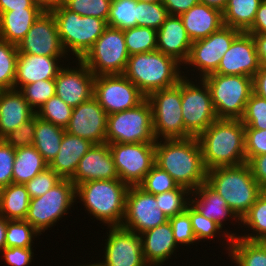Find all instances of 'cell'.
I'll list each match as a JSON object with an SVG mask.
<instances>
[{
    "instance_id": "83f0119b",
    "label": "cell",
    "mask_w": 266,
    "mask_h": 266,
    "mask_svg": "<svg viewBox=\"0 0 266 266\" xmlns=\"http://www.w3.org/2000/svg\"><path fill=\"white\" fill-rule=\"evenodd\" d=\"M190 204L204 217L214 220L222 228L225 225L224 222L229 219L241 224L238 215L228 207L226 201L207 182L191 191Z\"/></svg>"
},
{
    "instance_id": "7bdbcfd3",
    "label": "cell",
    "mask_w": 266,
    "mask_h": 266,
    "mask_svg": "<svg viewBox=\"0 0 266 266\" xmlns=\"http://www.w3.org/2000/svg\"><path fill=\"white\" fill-rule=\"evenodd\" d=\"M72 111L73 108L55 94L38 109L36 115L42 120L65 129L71 119Z\"/></svg>"
},
{
    "instance_id": "52a82bcc",
    "label": "cell",
    "mask_w": 266,
    "mask_h": 266,
    "mask_svg": "<svg viewBox=\"0 0 266 266\" xmlns=\"http://www.w3.org/2000/svg\"><path fill=\"white\" fill-rule=\"evenodd\" d=\"M209 88L218 119H241L253 93L252 77L209 74L202 78Z\"/></svg>"
},
{
    "instance_id": "5b68a950",
    "label": "cell",
    "mask_w": 266,
    "mask_h": 266,
    "mask_svg": "<svg viewBox=\"0 0 266 266\" xmlns=\"http://www.w3.org/2000/svg\"><path fill=\"white\" fill-rule=\"evenodd\" d=\"M206 182L217 191L240 219L264 191L254 179L247 162L207 170Z\"/></svg>"
},
{
    "instance_id": "8fae6325",
    "label": "cell",
    "mask_w": 266,
    "mask_h": 266,
    "mask_svg": "<svg viewBox=\"0 0 266 266\" xmlns=\"http://www.w3.org/2000/svg\"><path fill=\"white\" fill-rule=\"evenodd\" d=\"M192 80L185 74L181 79V109L185 130L198 137L218 118L206 83L202 79Z\"/></svg>"
},
{
    "instance_id": "74e56055",
    "label": "cell",
    "mask_w": 266,
    "mask_h": 266,
    "mask_svg": "<svg viewBox=\"0 0 266 266\" xmlns=\"http://www.w3.org/2000/svg\"><path fill=\"white\" fill-rule=\"evenodd\" d=\"M136 18V0H111L107 26L121 30L137 27Z\"/></svg>"
},
{
    "instance_id": "f6af8a7d",
    "label": "cell",
    "mask_w": 266,
    "mask_h": 266,
    "mask_svg": "<svg viewBox=\"0 0 266 266\" xmlns=\"http://www.w3.org/2000/svg\"><path fill=\"white\" fill-rule=\"evenodd\" d=\"M169 16L166 7L160 3L137 2V26L148 27L156 31Z\"/></svg>"
},
{
    "instance_id": "60d3db41",
    "label": "cell",
    "mask_w": 266,
    "mask_h": 266,
    "mask_svg": "<svg viewBox=\"0 0 266 266\" xmlns=\"http://www.w3.org/2000/svg\"><path fill=\"white\" fill-rule=\"evenodd\" d=\"M41 234L26 220H7L6 247L33 248L34 238Z\"/></svg>"
},
{
    "instance_id": "11a10c76",
    "label": "cell",
    "mask_w": 266,
    "mask_h": 266,
    "mask_svg": "<svg viewBox=\"0 0 266 266\" xmlns=\"http://www.w3.org/2000/svg\"><path fill=\"white\" fill-rule=\"evenodd\" d=\"M33 248L5 247L0 254L9 266H29L33 260Z\"/></svg>"
},
{
    "instance_id": "03108f58",
    "label": "cell",
    "mask_w": 266,
    "mask_h": 266,
    "mask_svg": "<svg viewBox=\"0 0 266 266\" xmlns=\"http://www.w3.org/2000/svg\"><path fill=\"white\" fill-rule=\"evenodd\" d=\"M228 0H199V3L206 4L223 11L226 7Z\"/></svg>"
},
{
    "instance_id": "f907efd6",
    "label": "cell",
    "mask_w": 266,
    "mask_h": 266,
    "mask_svg": "<svg viewBox=\"0 0 266 266\" xmlns=\"http://www.w3.org/2000/svg\"><path fill=\"white\" fill-rule=\"evenodd\" d=\"M62 178L52 169L47 167L24 185L31 199L42 196L56 185Z\"/></svg>"
},
{
    "instance_id": "ba28073f",
    "label": "cell",
    "mask_w": 266,
    "mask_h": 266,
    "mask_svg": "<svg viewBox=\"0 0 266 266\" xmlns=\"http://www.w3.org/2000/svg\"><path fill=\"white\" fill-rule=\"evenodd\" d=\"M156 142L152 107L147 98L134 108L107 116L106 143Z\"/></svg>"
},
{
    "instance_id": "b9f144b4",
    "label": "cell",
    "mask_w": 266,
    "mask_h": 266,
    "mask_svg": "<svg viewBox=\"0 0 266 266\" xmlns=\"http://www.w3.org/2000/svg\"><path fill=\"white\" fill-rule=\"evenodd\" d=\"M18 53L16 45L0 39V87L3 90L13 89Z\"/></svg>"
},
{
    "instance_id": "3957f363",
    "label": "cell",
    "mask_w": 266,
    "mask_h": 266,
    "mask_svg": "<svg viewBox=\"0 0 266 266\" xmlns=\"http://www.w3.org/2000/svg\"><path fill=\"white\" fill-rule=\"evenodd\" d=\"M180 66L175 58L156 50L130 55L123 75L147 98L155 91L177 85L186 73Z\"/></svg>"
},
{
    "instance_id": "4316f807",
    "label": "cell",
    "mask_w": 266,
    "mask_h": 266,
    "mask_svg": "<svg viewBox=\"0 0 266 266\" xmlns=\"http://www.w3.org/2000/svg\"><path fill=\"white\" fill-rule=\"evenodd\" d=\"M35 114L19 90H3L0 94V139L16 130Z\"/></svg>"
},
{
    "instance_id": "d4e9b609",
    "label": "cell",
    "mask_w": 266,
    "mask_h": 266,
    "mask_svg": "<svg viewBox=\"0 0 266 266\" xmlns=\"http://www.w3.org/2000/svg\"><path fill=\"white\" fill-rule=\"evenodd\" d=\"M143 257L149 266H162L169 261L180 246L174 240L169 221L140 234ZM162 264V265H161Z\"/></svg>"
},
{
    "instance_id": "f546056e",
    "label": "cell",
    "mask_w": 266,
    "mask_h": 266,
    "mask_svg": "<svg viewBox=\"0 0 266 266\" xmlns=\"http://www.w3.org/2000/svg\"><path fill=\"white\" fill-rule=\"evenodd\" d=\"M42 12L41 8L3 12L0 14V39L18 46Z\"/></svg>"
},
{
    "instance_id": "f1b7e54d",
    "label": "cell",
    "mask_w": 266,
    "mask_h": 266,
    "mask_svg": "<svg viewBox=\"0 0 266 266\" xmlns=\"http://www.w3.org/2000/svg\"><path fill=\"white\" fill-rule=\"evenodd\" d=\"M92 145L93 143L87 139L65 132L59 152L48 167L54 170L62 179H71L77 170L80 159Z\"/></svg>"
},
{
    "instance_id": "681fc988",
    "label": "cell",
    "mask_w": 266,
    "mask_h": 266,
    "mask_svg": "<svg viewBox=\"0 0 266 266\" xmlns=\"http://www.w3.org/2000/svg\"><path fill=\"white\" fill-rule=\"evenodd\" d=\"M169 222L173 229L174 240L179 246H190L197 242L193 228L191 225L190 215L184 212L169 218Z\"/></svg>"
},
{
    "instance_id": "c3c4849f",
    "label": "cell",
    "mask_w": 266,
    "mask_h": 266,
    "mask_svg": "<svg viewBox=\"0 0 266 266\" xmlns=\"http://www.w3.org/2000/svg\"><path fill=\"white\" fill-rule=\"evenodd\" d=\"M245 128L266 129V99L252 93L240 119Z\"/></svg>"
},
{
    "instance_id": "d590c367",
    "label": "cell",
    "mask_w": 266,
    "mask_h": 266,
    "mask_svg": "<svg viewBox=\"0 0 266 266\" xmlns=\"http://www.w3.org/2000/svg\"><path fill=\"white\" fill-rule=\"evenodd\" d=\"M241 227L244 230H253L252 233L238 235L249 241H264L266 242V190H264L256 202L250 207L249 211L242 217ZM243 225V226H242Z\"/></svg>"
},
{
    "instance_id": "8992f818",
    "label": "cell",
    "mask_w": 266,
    "mask_h": 266,
    "mask_svg": "<svg viewBox=\"0 0 266 266\" xmlns=\"http://www.w3.org/2000/svg\"><path fill=\"white\" fill-rule=\"evenodd\" d=\"M51 12L57 23L63 48L67 55L76 57L75 60H80L87 53L107 27L105 20L81 16L67 9L62 3Z\"/></svg>"
},
{
    "instance_id": "94428289",
    "label": "cell",
    "mask_w": 266,
    "mask_h": 266,
    "mask_svg": "<svg viewBox=\"0 0 266 266\" xmlns=\"http://www.w3.org/2000/svg\"><path fill=\"white\" fill-rule=\"evenodd\" d=\"M40 8L32 0H0V14L12 9Z\"/></svg>"
},
{
    "instance_id": "cb8c5ba5",
    "label": "cell",
    "mask_w": 266,
    "mask_h": 266,
    "mask_svg": "<svg viewBox=\"0 0 266 266\" xmlns=\"http://www.w3.org/2000/svg\"><path fill=\"white\" fill-rule=\"evenodd\" d=\"M192 41L180 16L169 15L157 30V50L175 58L184 65L188 60Z\"/></svg>"
},
{
    "instance_id": "277c9868",
    "label": "cell",
    "mask_w": 266,
    "mask_h": 266,
    "mask_svg": "<svg viewBox=\"0 0 266 266\" xmlns=\"http://www.w3.org/2000/svg\"><path fill=\"white\" fill-rule=\"evenodd\" d=\"M128 189L129 185L120 179L92 180L76 186V200L82 201L85 211L105 226H121Z\"/></svg>"
},
{
    "instance_id": "2e32d148",
    "label": "cell",
    "mask_w": 266,
    "mask_h": 266,
    "mask_svg": "<svg viewBox=\"0 0 266 266\" xmlns=\"http://www.w3.org/2000/svg\"><path fill=\"white\" fill-rule=\"evenodd\" d=\"M157 206L155 195L139 186H129L121 227L141 234L166 223L169 218Z\"/></svg>"
},
{
    "instance_id": "f5cc1de1",
    "label": "cell",
    "mask_w": 266,
    "mask_h": 266,
    "mask_svg": "<svg viewBox=\"0 0 266 266\" xmlns=\"http://www.w3.org/2000/svg\"><path fill=\"white\" fill-rule=\"evenodd\" d=\"M15 149L0 139V189L13 183Z\"/></svg>"
},
{
    "instance_id": "9f6ffc18",
    "label": "cell",
    "mask_w": 266,
    "mask_h": 266,
    "mask_svg": "<svg viewBox=\"0 0 266 266\" xmlns=\"http://www.w3.org/2000/svg\"><path fill=\"white\" fill-rule=\"evenodd\" d=\"M254 179L266 190V154L252 157L248 162Z\"/></svg>"
},
{
    "instance_id": "30bf717a",
    "label": "cell",
    "mask_w": 266,
    "mask_h": 266,
    "mask_svg": "<svg viewBox=\"0 0 266 266\" xmlns=\"http://www.w3.org/2000/svg\"><path fill=\"white\" fill-rule=\"evenodd\" d=\"M129 56L124 30L107 26L80 60L95 76L113 75L124 73Z\"/></svg>"
},
{
    "instance_id": "ab89813d",
    "label": "cell",
    "mask_w": 266,
    "mask_h": 266,
    "mask_svg": "<svg viewBox=\"0 0 266 266\" xmlns=\"http://www.w3.org/2000/svg\"><path fill=\"white\" fill-rule=\"evenodd\" d=\"M190 197L191 191L180 185L176 189L155 195L157 208L168 218L184 212L190 204Z\"/></svg>"
},
{
    "instance_id": "e7e4bbea",
    "label": "cell",
    "mask_w": 266,
    "mask_h": 266,
    "mask_svg": "<svg viewBox=\"0 0 266 266\" xmlns=\"http://www.w3.org/2000/svg\"><path fill=\"white\" fill-rule=\"evenodd\" d=\"M7 219L0 216V252L6 247Z\"/></svg>"
},
{
    "instance_id": "9a60e30c",
    "label": "cell",
    "mask_w": 266,
    "mask_h": 266,
    "mask_svg": "<svg viewBox=\"0 0 266 266\" xmlns=\"http://www.w3.org/2000/svg\"><path fill=\"white\" fill-rule=\"evenodd\" d=\"M93 97L108 115L134 108L146 98L123 74L96 76Z\"/></svg>"
},
{
    "instance_id": "d6a6232c",
    "label": "cell",
    "mask_w": 266,
    "mask_h": 266,
    "mask_svg": "<svg viewBox=\"0 0 266 266\" xmlns=\"http://www.w3.org/2000/svg\"><path fill=\"white\" fill-rule=\"evenodd\" d=\"M47 167L48 164L34 146L16 148L13 164V183L25 184Z\"/></svg>"
},
{
    "instance_id": "ee69618b",
    "label": "cell",
    "mask_w": 266,
    "mask_h": 266,
    "mask_svg": "<svg viewBox=\"0 0 266 266\" xmlns=\"http://www.w3.org/2000/svg\"><path fill=\"white\" fill-rule=\"evenodd\" d=\"M19 91L30 107L37 112L45 102L55 95V81L54 79L39 80L24 85Z\"/></svg>"
},
{
    "instance_id": "7a4b0ae2",
    "label": "cell",
    "mask_w": 266,
    "mask_h": 266,
    "mask_svg": "<svg viewBox=\"0 0 266 266\" xmlns=\"http://www.w3.org/2000/svg\"><path fill=\"white\" fill-rule=\"evenodd\" d=\"M197 139L207 170L246 163L245 126L240 119H217Z\"/></svg>"
},
{
    "instance_id": "7402d4cb",
    "label": "cell",
    "mask_w": 266,
    "mask_h": 266,
    "mask_svg": "<svg viewBox=\"0 0 266 266\" xmlns=\"http://www.w3.org/2000/svg\"><path fill=\"white\" fill-rule=\"evenodd\" d=\"M119 179L108 143L93 144L70 179L75 186L92 180Z\"/></svg>"
},
{
    "instance_id": "be15d7a7",
    "label": "cell",
    "mask_w": 266,
    "mask_h": 266,
    "mask_svg": "<svg viewBox=\"0 0 266 266\" xmlns=\"http://www.w3.org/2000/svg\"><path fill=\"white\" fill-rule=\"evenodd\" d=\"M36 5H38L43 11H51L53 8L57 7L62 0H32Z\"/></svg>"
},
{
    "instance_id": "603a6c76",
    "label": "cell",
    "mask_w": 266,
    "mask_h": 266,
    "mask_svg": "<svg viewBox=\"0 0 266 266\" xmlns=\"http://www.w3.org/2000/svg\"><path fill=\"white\" fill-rule=\"evenodd\" d=\"M63 58V60H62ZM69 56H44L19 54L17 56L16 77L13 89L20 90L24 85L39 80L55 79ZM60 64V65H59Z\"/></svg>"
},
{
    "instance_id": "db71d44e",
    "label": "cell",
    "mask_w": 266,
    "mask_h": 266,
    "mask_svg": "<svg viewBox=\"0 0 266 266\" xmlns=\"http://www.w3.org/2000/svg\"><path fill=\"white\" fill-rule=\"evenodd\" d=\"M246 162L252 157L266 154V129L245 128Z\"/></svg>"
},
{
    "instance_id": "4dcf8cb0",
    "label": "cell",
    "mask_w": 266,
    "mask_h": 266,
    "mask_svg": "<svg viewBox=\"0 0 266 266\" xmlns=\"http://www.w3.org/2000/svg\"><path fill=\"white\" fill-rule=\"evenodd\" d=\"M30 196L24 184L11 183L0 189V216L7 220H25Z\"/></svg>"
},
{
    "instance_id": "816d5d0a",
    "label": "cell",
    "mask_w": 266,
    "mask_h": 266,
    "mask_svg": "<svg viewBox=\"0 0 266 266\" xmlns=\"http://www.w3.org/2000/svg\"><path fill=\"white\" fill-rule=\"evenodd\" d=\"M35 115L22 123L16 130L7 134L3 140L14 149L20 147H30L34 144Z\"/></svg>"
},
{
    "instance_id": "8d00e7d4",
    "label": "cell",
    "mask_w": 266,
    "mask_h": 266,
    "mask_svg": "<svg viewBox=\"0 0 266 266\" xmlns=\"http://www.w3.org/2000/svg\"><path fill=\"white\" fill-rule=\"evenodd\" d=\"M186 211L190 215L191 225L193 228V232L195 234L197 242L207 241L209 239H212L214 237H217L219 235L220 237L223 235L224 239L227 238L224 241H227L224 243L227 248L226 252H229V248L231 245L232 238H235L238 236V234L231 231L229 232L228 229L224 231L220 225H218L214 220L208 219L204 217L197 209H195L191 204H189L186 208ZM223 230V231H222ZM223 233L220 235V233Z\"/></svg>"
},
{
    "instance_id": "1f68e13d",
    "label": "cell",
    "mask_w": 266,
    "mask_h": 266,
    "mask_svg": "<svg viewBox=\"0 0 266 266\" xmlns=\"http://www.w3.org/2000/svg\"><path fill=\"white\" fill-rule=\"evenodd\" d=\"M65 129L42 120L35 114V133L33 146L49 165L59 152Z\"/></svg>"
},
{
    "instance_id": "5bb4252c",
    "label": "cell",
    "mask_w": 266,
    "mask_h": 266,
    "mask_svg": "<svg viewBox=\"0 0 266 266\" xmlns=\"http://www.w3.org/2000/svg\"><path fill=\"white\" fill-rule=\"evenodd\" d=\"M108 145L119 179L129 186H138L155 164V142Z\"/></svg>"
},
{
    "instance_id": "836d02e7",
    "label": "cell",
    "mask_w": 266,
    "mask_h": 266,
    "mask_svg": "<svg viewBox=\"0 0 266 266\" xmlns=\"http://www.w3.org/2000/svg\"><path fill=\"white\" fill-rule=\"evenodd\" d=\"M228 257L236 266H266V242L232 238Z\"/></svg>"
},
{
    "instance_id": "d6986e66",
    "label": "cell",
    "mask_w": 266,
    "mask_h": 266,
    "mask_svg": "<svg viewBox=\"0 0 266 266\" xmlns=\"http://www.w3.org/2000/svg\"><path fill=\"white\" fill-rule=\"evenodd\" d=\"M75 63L77 67L67 64L54 79L55 94L72 108L93 97L96 77L81 60Z\"/></svg>"
},
{
    "instance_id": "ac0fdd59",
    "label": "cell",
    "mask_w": 266,
    "mask_h": 266,
    "mask_svg": "<svg viewBox=\"0 0 266 266\" xmlns=\"http://www.w3.org/2000/svg\"><path fill=\"white\" fill-rule=\"evenodd\" d=\"M19 54L68 56L51 11H43L17 46Z\"/></svg>"
},
{
    "instance_id": "e575fe53",
    "label": "cell",
    "mask_w": 266,
    "mask_h": 266,
    "mask_svg": "<svg viewBox=\"0 0 266 266\" xmlns=\"http://www.w3.org/2000/svg\"><path fill=\"white\" fill-rule=\"evenodd\" d=\"M261 2L262 0H228L222 11L224 25L246 32L252 26Z\"/></svg>"
},
{
    "instance_id": "6da1fadb",
    "label": "cell",
    "mask_w": 266,
    "mask_h": 266,
    "mask_svg": "<svg viewBox=\"0 0 266 266\" xmlns=\"http://www.w3.org/2000/svg\"><path fill=\"white\" fill-rule=\"evenodd\" d=\"M155 164L168 172L178 185L190 191L207 180L197 137L156 140Z\"/></svg>"
},
{
    "instance_id": "9c48e42d",
    "label": "cell",
    "mask_w": 266,
    "mask_h": 266,
    "mask_svg": "<svg viewBox=\"0 0 266 266\" xmlns=\"http://www.w3.org/2000/svg\"><path fill=\"white\" fill-rule=\"evenodd\" d=\"M75 202H79L76 201V186L70 179H61L42 196L30 199L25 220L42 234L70 213Z\"/></svg>"
},
{
    "instance_id": "7c38bea8",
    "label": "cell",
    "mask_w": 266,
    "mask_h": 266,
    "mask_svg": "<svg viewBox=\"0 0 266 266\" xmlns=\"http://www.w3.org/2000/svg\"><path fill=\"white\" fill-rule=\"evenodd\" d=\"M147 99L152 107L156 140L192 137L184 127L181 109V80L175 86L151 93Z\"/></svg>"
},
{
    "instance_id": "ffe728a7",
    "label": "cell",
    "mask_w": 266,
    "mask_h": 266,
    "mask_svg": "<svg viewBox=\"0 0 266 266\" xmlns=\"http://www.w3.org/2000/svg\"><path fill=\"white\" fill-rule=\"evenodd\" d=\"M107 116L103 107L92 97L73 108L65 132L87 139L93 144L106 143Z\"/></svg>"
},
{
    "instance_id": "44dd1931",
    "label": "cell",
    "mask_w": 266,
    "mask_h": 266,
    "mask_svg": "<svg viewBox=\"0 0 266 266\" xmlns=\"http://www.w3.org/2000/svg\"><path fill=\"white\" fill-rule=\"evenodd\" d=\"M260 66L252 34L241 32L221 58L218 69L212 74L253 77Z\"/></svg>"
},
{
    "instance_id": "bcb514c9",
    "label": "cell",
    "mask_w": 266,
    "mask_h": 266,
    "mask_svg": "<svg viewBox=\"0 0 266 266\" xmlns=\"http://www.w3.org/2000/svg\"><path fill=\"white\" fill-rule=\"evenodd\" d=\"M138 186L146 193L157 195L176 189L179 185L168 172L154 164Z\"/></svg>"
},
{
    "instance_id": "7dc6e473",
    "label": "cell",
    "mask_w": 266,
    "mask_h": 266,
    "mask_svg": "<svg viewBox=\"0 0 266 266\" xmlns=\"http://www.w3.org/2000/svg\"><path fill=\"white\" fill-rule=\"evenodd\" d=\"M62 4L81 16H93L107 22L111 0H62Z\"/></svg>"
},
{
    "instance_id": "484cf974",
    "label": "cell",
    "mask_w": 266,
    "mask_h": 266,
    "mask_svg": "<svg viewBox=\"0 0 266 266\" xmlns=\"http://www.w3.org/2000/svg\"><path fill=\"white\" fill-rule=\"evenodd\" d=\"M179 16L192 42L207 38L224 25L222 11L202 3Z\"/></svg>"
},
{
    "instance_id": "6125c7cd",
    "label": "cell",
    "mask_w": 266,
    "mask_h": 266,
    "mask_svg": "<svg viewBox=\"0 0 266 266\" xmlns=\"http://www.w3.org/2000/svg\"><path fill=\"white\" fill-rule=\"evenodd\" d=\"M261 65H266V33L252 34Z\"/></svg>"
},
{
    "instance_id": "a7ac6f4b",
    "label": "cell",
    "mask_w": 266,
    "mask_h": 266,
    "mask_svg": "<svg viewBox=\"0 0 266 266\" xmlns=\"http://www.w3.org/2000/svg\"><path fill=\"white\" fill-rule=\"evenodd\" d=\"M96 262L95 263H92V264H91V262H89L90 264H88V263L86 264L85 263L84 265L82 264V265H78V266H100V262H98V261H96Z\"/></svg>"
},
{
    "instance_id": "003e7915",
    "label": "cell",
    "mask_w": 266,
    "mask_h": 266,
    "mask_svg": "<svg viewBox=\"0 0 266 266\" xmlns=\"http://www.w3.org/2000/svg\"><path fill=\"white\" fill-rule=\"evenodd\" d=\"M137 2H146V3H160L163 0H136Z\"/></svg>"
},
{
    "instance_id": "680465c9",
    "label": "cell",
    "mask_w": 266,
    "mask_h": 266,
    "mask_svg": "<svg viewBox=\"0 0 266 266\" xmlns=\"http://www.w3.org/2000/svg\"><path fill=\"white\" fill-rule=\"evenodd\" d=\"M246 32L249 34L266 33V2L260 3L253 24Z\"/></svg>"
},
{
    "instance_id": "e0dca14e",
    "label": "cell",
    "mask_w": 266,
    "mask_h": 266,
    "mask_svg": "<svg viewBox=\"0 0 266 266\" xmlns=\"http://www.w3.org/2000/svg\"><path fill=\"white\" fill-rule=\"evenodd\" d=\"M100 266H149L143 257L141 235L121 226L108 227Z\"/></svg>"
},
{
    "instance_id": "f35d334b",
    "label": "cell",
    "mask_w": 266,
    "mask_h": 266,
    "mask_svg": "<svg viewBox=\"0 0 266 266\" xmlns=\"http://www.w3.org/2000/svg\"><path fill=\"white\" fill-rule=\"evenodd\" d=\"M129 55L157 50V31L148 27H133L124 30Z\"/></svg>"
},
{
    "instance_id": "4fadbf2b",
    "label": "cell",
    "mask_w": 266,
    "mask_h": 266,
    "mask_svg": "<svg viewBox=\"0 0 266 266\" xmlns=\"http://www.w3.org/2000/svg\"><path fill=\"white\" fill-rule=\"evenodd\" d=\"M241 32L239 29L223 25L207 38L192 42L188 60L182 67L183 70L188 69L187 66L191 70L190 67L193 66L191 71L199 72L197 73L199 75H196V77L199 76L198 79L214 73L218 69L221 58Z\"/></svg>"
},
{
    "instance_id": "91938a15",
    "label": "cell",
    "mask_w": 266,
    "mask_h": 266,
    "mask_svg": "<svg viewBox=\"0 0 266 266\" xmlns=\"http://www.w3.org/2000/svg\"><path fill=\"white\" fill-rule=\"evenodd\" d=\"M253 93L266 99V65H261L260 69L252 77Z\"/></svg>"
},
{
    "instance_id": "6f0895ef",
    "label": "cell",
    "mask_w": 266,
    "mask_h": 266,
    "mask_svg": "<svg viewBox=\"0 0 266 266\" xmlns=\"http://www.w3.org/2000/svg\"><path fill=\"white\" fill-rule=\"evenodd\" d=\"M169 15H181L188 11L191 7L197 5L199 0H163Z\"/></svg>"
}]
</instances>
